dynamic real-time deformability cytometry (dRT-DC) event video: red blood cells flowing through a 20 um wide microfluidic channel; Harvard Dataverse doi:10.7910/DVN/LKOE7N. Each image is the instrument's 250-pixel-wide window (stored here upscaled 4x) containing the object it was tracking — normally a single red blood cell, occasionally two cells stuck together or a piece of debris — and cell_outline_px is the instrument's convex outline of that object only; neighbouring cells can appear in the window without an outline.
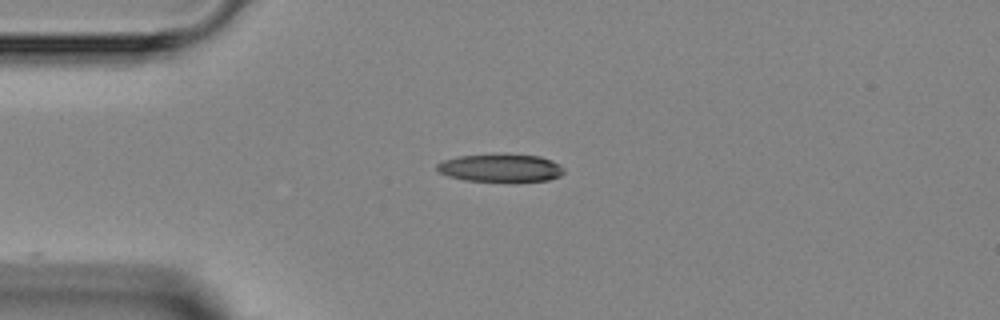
{"species": "Egyptian fruit bat (a non-hibernating species)", "species_latin": "Rousettus aegyptiacus", "temperature_condition": "room temperature", "stored_images_in_passage": 8, "camera_frame_rate_fps": 3000, "um_per_image_px": 0.085, "animal": {"sex": "female"}, "frame": {"image": 1, "passage_image": 4, "time_ms": 3.667, "image_size_px": [1000, 320], "cell_outline_px": [[564, 172], [560, 176], [548, 180], [464, 180], [448, 176], [440, 172], [436, 168], [436, 164], [444, 160], [456, 156], [500, 152], [540, 156], [552, 160], [564, 168]], "centroid_in_image_um": [42.53, 14.22], "position_along_channel_um": 42.5, "area_um2": 20.81}}
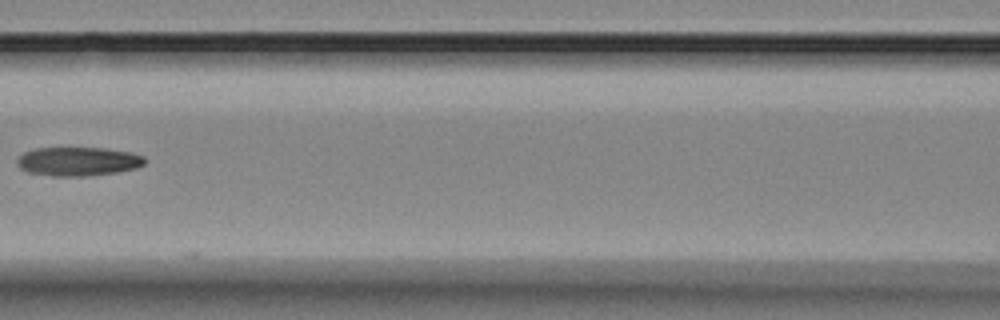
{"frame": {"image": 2, "passage_image": 7, "time_ms": 7.0, "image_size_px": [1000, 320], "cell_outline_px": [[148, 160], [144, 164], [136, 168], [116, 172], [88, 176], [52, 176], [28, 172], [20, 168], [16, 164], [16, 160], [24, 152], [36, 148], [104, 148], [132, 152], [144, 156]], "centroid_in_image_um": [6.66, 13.72], "position_along_channel_um": 159.9, "area_um2": 21.62}}
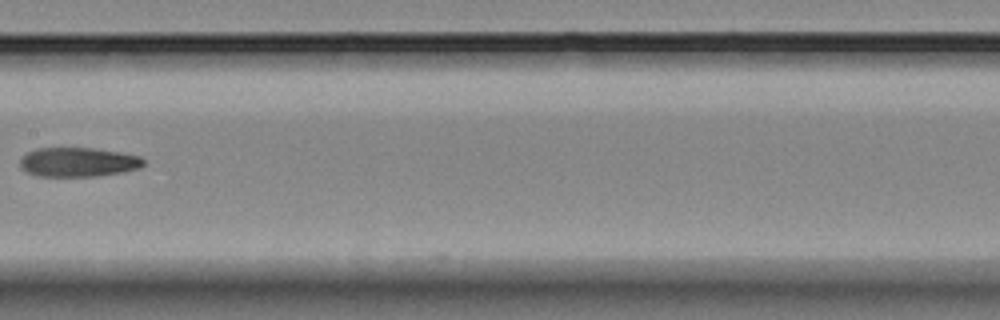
{"frame": {"image": 3, "passage_image": 8, "time_ms": 8.0, "image_size_px": [1000, 320], "cell_outline_px": [[144, 164], [140, 168], [124, 172], [96, 176], [36, 176], [20, 168], [20, 156], [36, 148], [92, 148], [120, 152], [140, 156], [144, 160]], "centroid_in_image_um": [6.63, 13.78], "position_along_channel_um": 200.8, "area_um2": 21.21}}